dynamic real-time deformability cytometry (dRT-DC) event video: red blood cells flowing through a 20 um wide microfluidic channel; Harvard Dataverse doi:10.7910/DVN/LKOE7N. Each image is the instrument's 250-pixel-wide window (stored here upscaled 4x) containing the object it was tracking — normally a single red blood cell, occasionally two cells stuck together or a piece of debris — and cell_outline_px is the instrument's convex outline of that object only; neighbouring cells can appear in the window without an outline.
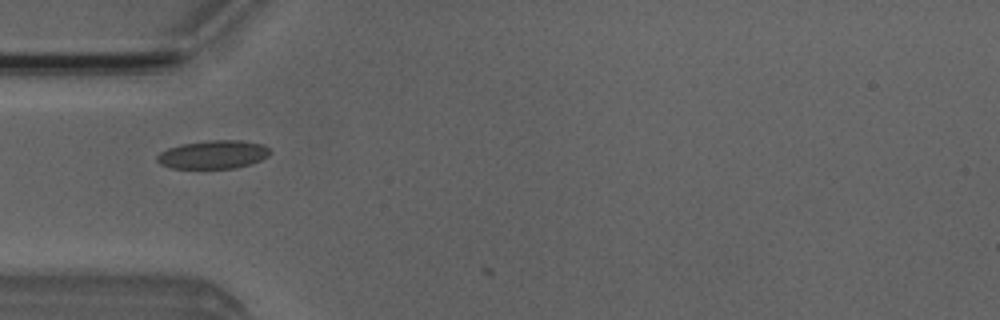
{"species": "Egyptian fruit bat (a non-hibernating species)", "species_latin": "Rousettus aegyptiacus", "temperature_condition": "room temperature", "stored_images_in_passage": 6, "camera_frame_rate_fps": 3000, "um_per_image_px": 0.085, "animal": {"sex": "male"}, "frame": {"image": 1, "passage_image": 5, "time_ms": 5.0, "image_size_px": [1000, 320], "cell_outline_px": [[272, 152], [268, 156], [260, 160], [248, 164], [232, 168], [172, 168], [160, 164], [156, 160], [156, 156], [160, 152], [168, 148], [180, 144], [208, 140], [240, 140], [264, 144]], "centroid_in_image_um": [18.11, 13.12], "position_along_channel_um": 66.9, "area_um2": 18.67}}